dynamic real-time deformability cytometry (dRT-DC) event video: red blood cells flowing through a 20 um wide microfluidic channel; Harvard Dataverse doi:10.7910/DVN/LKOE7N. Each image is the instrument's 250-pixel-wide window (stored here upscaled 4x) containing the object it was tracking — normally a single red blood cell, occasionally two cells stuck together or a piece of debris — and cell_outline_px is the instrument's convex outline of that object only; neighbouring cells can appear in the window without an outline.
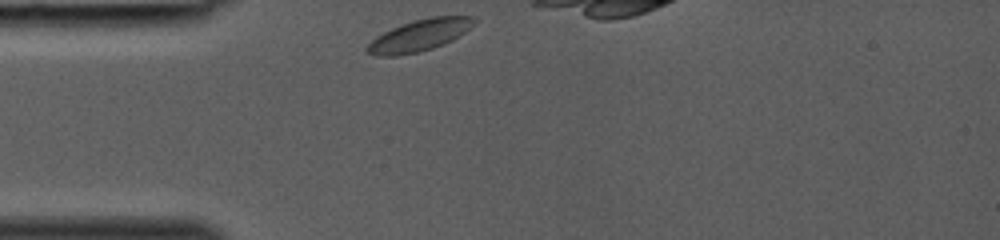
{"species": "common noctule bat (a hibernating species)", "species_latin": "Nyctalus noctula", "temperature_condition": "room temperature", "stored_images_in_passage": 24, "camera_frame_rate_fps": 3000, "um_per_image_px": 0.085, "animal": {"sex": "female", "body_mass_g": 19.0, "forearm_length_mm": 53.3}, "frame": {"image": 1, "passage_image": 1, "time_ms": 0.0, "image_size_px": [1000, 240], "cell_outline_px": [[476, 24], [452, 40], [444, 44], [420, 52], [396, 56], [376, 56], [368, 52], [364, 48], [376, 36], [392, 28], [412, 20], [432, 16], [476, 16]], "centroid_in_image_um": [35.66, 3.0], "position_along_channel_um": 49.3, "area_um2": 19.83}}
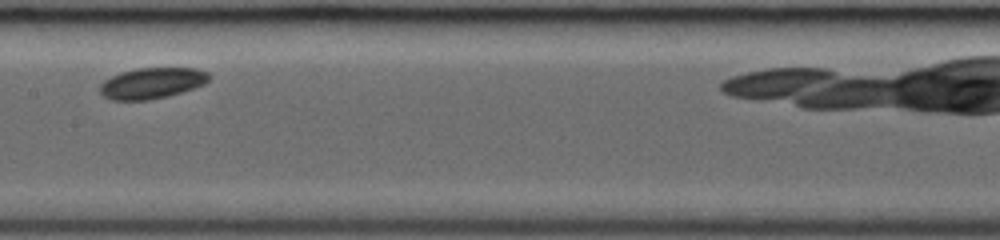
{"frame": {"image": 2, "passage_image": 11, "time_ms": 3.333, "image_size_px": [1000, 240], "cell_outline_px": [[212, 76], [204, 84], [180, 92], [148, 100], [112, 100], [104, 96], [100, 92], [100, 84], [104, 80], [120, 72], [136, 68], [196, 68], [208, 72]], "centroid_in_image_um": [12.9, 7.05], "position_along_channel_um": 194.5, "area_um2": 19.54}}
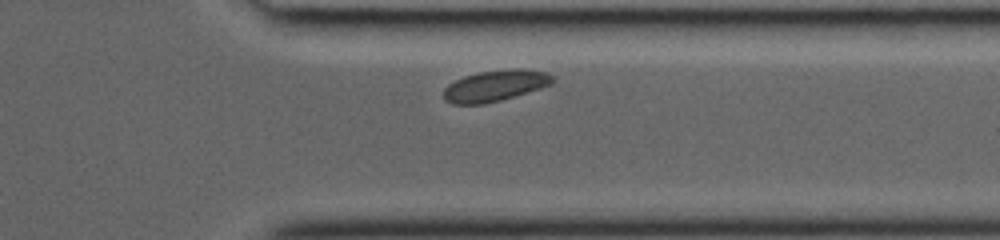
{"frame": {"image": 3, "passage_image": 22, "time_ms": 7.0, "image_size_px": [1000, 240], "cell_outline_px": [[556, 80], [552, 84], [528, 92], [500, 100], [484, 104], [452, 104], [444, 100], [444, 88], [448, 84], [464, 76], [480, 72], [516, 68], [548, 72]], "centroid_in_image_um": [42.09, 7.29], "position_along_channel_um": 369.3, "area_um2": 19.71}}